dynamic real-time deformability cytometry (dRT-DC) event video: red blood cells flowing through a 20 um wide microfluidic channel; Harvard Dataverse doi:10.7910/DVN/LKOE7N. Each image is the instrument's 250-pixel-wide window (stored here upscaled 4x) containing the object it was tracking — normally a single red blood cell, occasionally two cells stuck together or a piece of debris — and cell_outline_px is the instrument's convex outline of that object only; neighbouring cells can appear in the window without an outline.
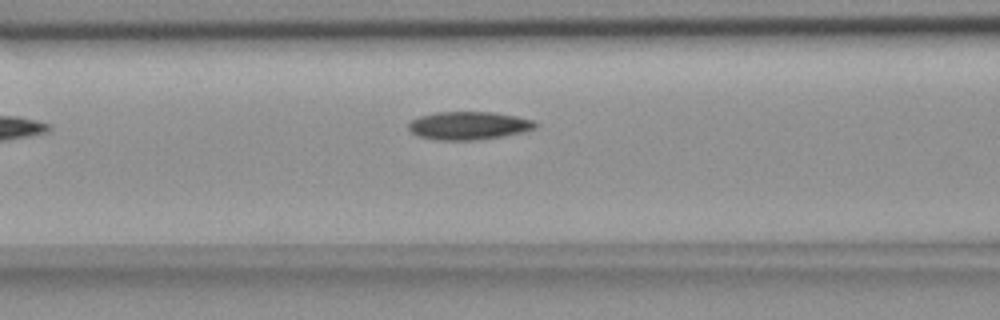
{"species": "common noctule bat (a hibernating species)", "species_latin": "Nyctalus noctula", "temperature_condition": "room temperature", "stored_images_in_passage": 7, "camera_frame_rate_fps": 3000, "um_per_image_px": 0.085, "animal": {"sex": "female", "body_mass_g": 18.4}, "frame": {"image": 1, "passage_image": 5, "time_ms": 1.333, "image_size_px": [1000, 320], "cell_outline_px": [[540, 124], [536, 128], [524, 132], [476, 140], [436, 140], [416, 136], [408, 128], [408, 124], [412, 120], [420, 116], [436, 112], [492, 112], [516, 116], [532, 120]], "centroid_in_image_um": [39.84, 10.68], "position_along_channel_um": 126.8, "area_um2": 20.81}}